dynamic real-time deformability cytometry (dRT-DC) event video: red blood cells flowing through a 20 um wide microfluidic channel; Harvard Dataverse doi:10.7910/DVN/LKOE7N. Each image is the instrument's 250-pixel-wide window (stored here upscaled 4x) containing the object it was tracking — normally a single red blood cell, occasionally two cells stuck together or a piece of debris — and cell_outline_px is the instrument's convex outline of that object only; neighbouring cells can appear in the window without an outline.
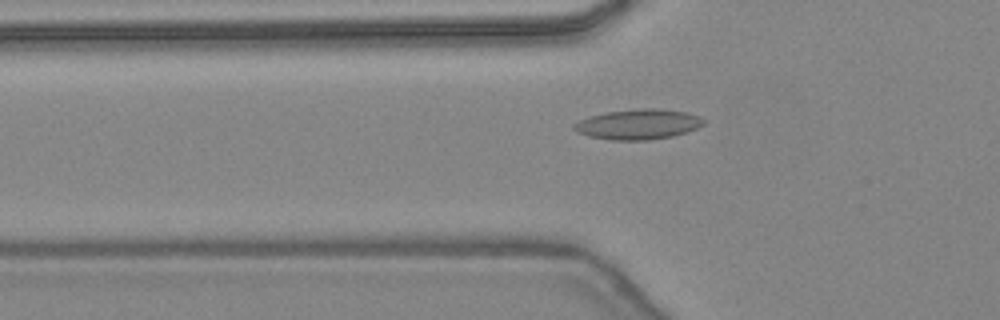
{"species": "common noctule bat (a hibernating species)", "species_latin": "Nyctalus noctula", "temperature_condition": "warm", "stored_images_in_passage": 29, "camera_frame_rate_fps": 3000, "um_per_image_px": 0.085, "animal": {"sex": "female", "body_mass_g": 24.6, "forearm_length_mm": 56.2}, "frame": {"image": 1, "passage_image": 17, "time_ms": 5.333, "image_size_px": [1000, 320], "cell_outline_px": [[704, 124], [688, 132], [672, 136], [648, 140], [612, 140], [588, 136], [572, 128], [572, 124], [580, 120], [592, 116], [608, 112], [640, 108], [660, 108], [688, 112], [700, 116], [704, 120]], "centroid_in_image_um": [54.29, 10.56], "position_along_channel_um": 71.5, "area_um2": 22.77}}
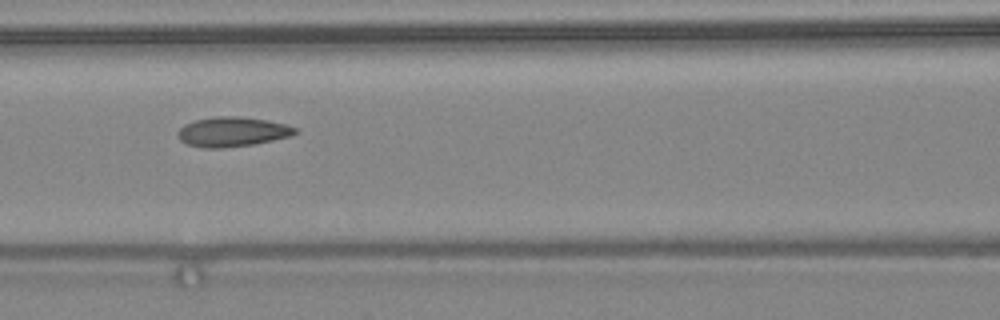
{"frame": {"image": 2, "passage_image": 22, "time_ms": 7.0, "image_size_px": [1000, 320], "cell_outline_px": [[300, 132], [292, 136], [256, 144], [224, 148], [204, 148], [188, 144], [180, 140], [176, 132], [184, 124], [196, 120], [216, 116], [240, 116], [268, 120], [284, 124], [296, 128]], "centroid_in_image_um": [19.77, 11.2], "position_along_channel_um": 146.8, "area_um2": 20.52}}
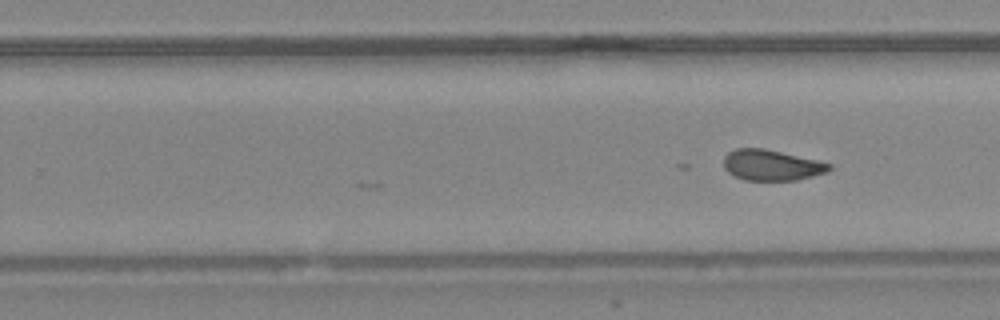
{"frame": {"image": 3, "passage_image": 29, "time_ms": 9.333, "image_size_px": [1000, 320], "cell_outline_px": [[832, 168], [828, 172], [796, 180], [744, 180], [728, 172], [724, 168], [724, 156], [728, 152], [736, 148], [764, 148], [816, 160], [832, 164]], "centroid_in_image_um": [65.58, 14.03], "position_along_channel_um": 264.2, "area_um2": 18.84}}